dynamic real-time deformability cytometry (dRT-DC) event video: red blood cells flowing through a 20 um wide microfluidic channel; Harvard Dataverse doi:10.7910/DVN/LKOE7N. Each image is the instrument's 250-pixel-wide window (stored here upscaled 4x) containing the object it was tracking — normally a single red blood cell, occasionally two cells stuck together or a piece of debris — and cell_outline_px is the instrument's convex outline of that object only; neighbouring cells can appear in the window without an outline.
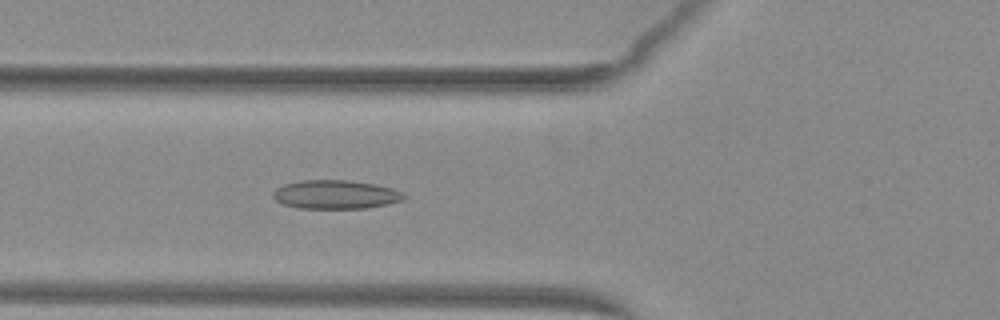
{"species": "common noctule bat (a hibernating species)", "species_latin": "Nyctalus noctula", "temperature_condition": "warm", "stored_images_in_passage": 30, "camera_frame_rate_fps": 3000, "um_per_image_px": 0.085, "animal": {"sex": "female", "body_mass_g": 29.2, "forearm_length_mm": 56.3}, "frame": {"image": 1, "passage_image": 6, "time_ms": 1.667, "image_size_px": [1000, 320], "cell_outline_px": [[404, 200], [388, 204], [364, 208], [296, 208], [284, 204], [276, 200], [272, 196], [272, 192], [276, 188], [284, 184], [300, 180], [348, 180], [376, 184], [392, 188], [404, 192]], "centroid_in_image_um": [28.52, 16.53], "position_along_channel_um": 97.3, "area_um2": 22.02}}
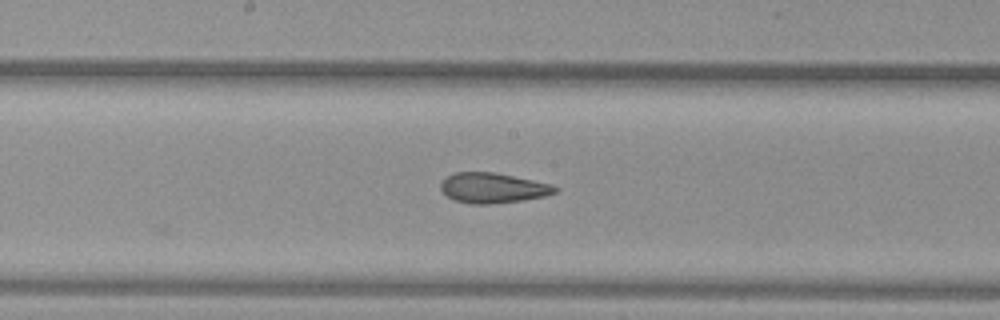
{"frame": {"image": 2, "passage_image": 14, "time_ms": 4.333, "image_size_px": [1000, 320], "cell_outline_px": [[560, 188], [556, 192], [544, 196], [524, 200], [488, 204], [468, 204], [456, 200], [448, 196], [440, 188], [440, 184], [448, 176], [456, 172], [496, 172], [552, 184]], "centroid_in_image_um": [41.93, 15.97], "position_along_channel_um": 206.3, "area_um2": 20.06}}
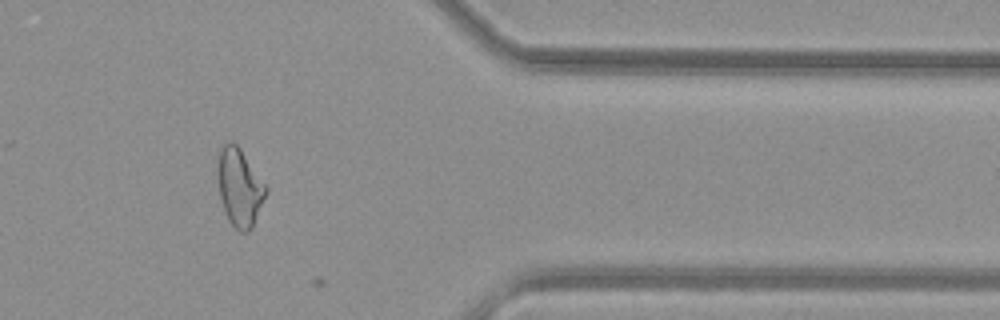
{"frame": {"image": 3, "passage_image": 29, "time_ms": 9.333, "image_size_px": [1000, 320], "cell_outline_px": [[268, 192], [252, 228], [248, 232], [240, 232], [228, 220], [224, 212], [220, 196], [216, 172], [220, 148], [228, 140], [232, 140], [240, 148], [268, 188]], "centroid_in_image_um": [20.35, 15.92], "position_along_channel_um": 391.0, "area_um2": 22.08}}